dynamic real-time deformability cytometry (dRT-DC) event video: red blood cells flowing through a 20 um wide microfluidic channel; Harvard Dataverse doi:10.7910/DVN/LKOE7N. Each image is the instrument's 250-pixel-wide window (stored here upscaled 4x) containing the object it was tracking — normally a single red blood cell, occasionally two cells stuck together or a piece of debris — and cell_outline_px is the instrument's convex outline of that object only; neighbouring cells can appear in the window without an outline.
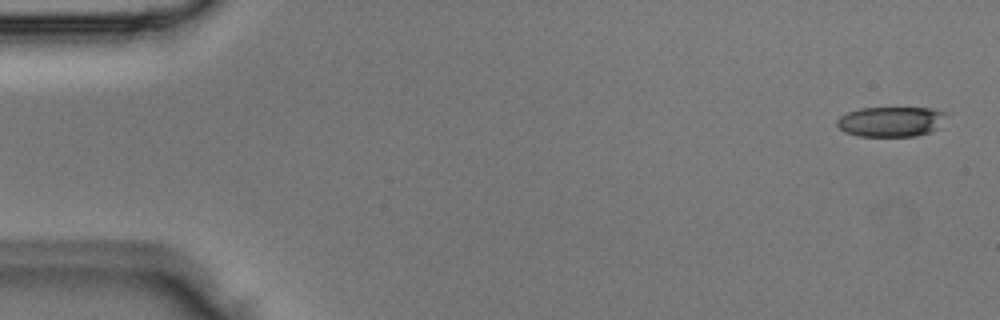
{"species": "Egyptian fruit bat (a non-hibernating species)", "species_latin": "Rousettus aegyptiacus", "temperature_condition": "room temperature", "stored_images_in_passage": 2, "camera_frame_rate_fps": 3000, "um_per_image_px": 0.085, "animal": {"sex": "male"}, "frame": {"image": 1, "passage_image": 1, "time_ms": 0.0, "image_size_px": [1000, 320], "cell_outline_px": [[952, 112], [936, 128], [928, 132], [916, 136], [860, 136], [844, 132], [836, 124], [836, 120], [840, 116], [848, 112], [860, 108], [932, 108]], "centroid_in_image_um": [75.76, 10.32], "position_along_channel_um": 9.2, "area_um2": 19.31}}